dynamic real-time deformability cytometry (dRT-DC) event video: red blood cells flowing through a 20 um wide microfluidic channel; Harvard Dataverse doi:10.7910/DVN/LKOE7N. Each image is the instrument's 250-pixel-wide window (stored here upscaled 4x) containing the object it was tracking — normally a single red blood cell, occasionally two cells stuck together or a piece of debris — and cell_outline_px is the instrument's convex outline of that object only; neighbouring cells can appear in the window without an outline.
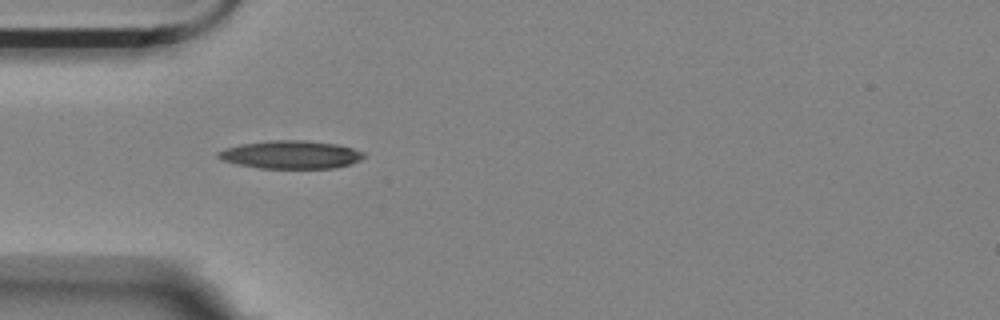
{"species": "Egyptian fruit bat (a non-hibernating species)", "species_latin": "Rousettus aegyptiacus", "temperature_condition": "room temperature", "stored_images_in_passage": 40, "camera_frame_rate_fps": 3000, "um_per_image_px": 0.085, "animal": {"sex": "female"}, "frame": {"image": 1, "passage_image": 1, "time_ms": 0.0, "image_size_px": [1000, 320], "cell_outline_px": [[364, 156], [360, 160], [352, 164], [332, 168], [260, 168], [220, 160], [216, 156], [216, 152], [224, 148], [240, 144], [268, 140], [304, 140], [336, 144], [352, 148], [364, 152]], "centroid_in_image_um": [24.69, 13.14], "position_along_channel_um": 60.3, "area_um2": 23.87}}
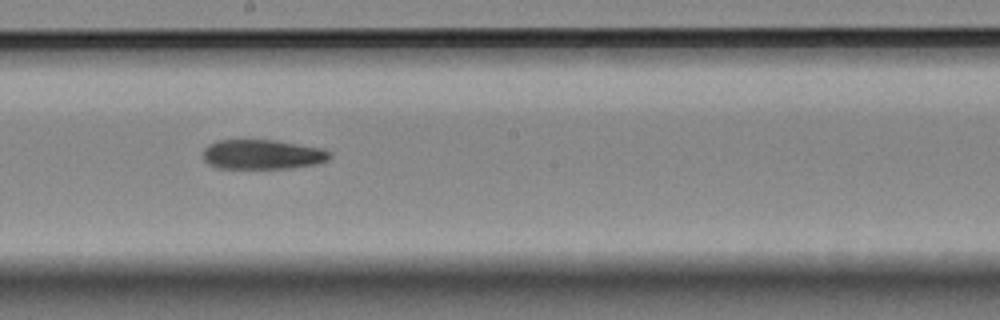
{"frame": {"image": 2, "passage_image": 15, "time_ms": 4.667, "image_size_px": [1000, 320], "cell_outline_px": [[332, 156], [328, 160], [316, 164], [288, 168], [216, 168], [208, 164], [204, 160], [204, 148], [208, 144], [216, 140], [276, 140], [324, 148], [332, 152]], "centroid_in_image_um": [22.33, 13.12], "position_along_channel_um": 225.9, "area_um2": 22.14}}
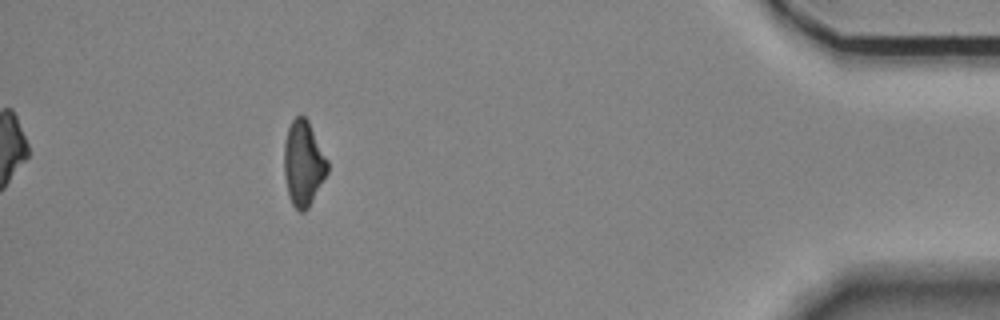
{"frame": {"image": 3, "passage_image": 35, "time_ms": 11.333, "image_size_px": [1000, 320], "cell_outline_px": [[328, 172], [308, 208], [304, 212], [300, 212], [292, 204], [288, 196], [284, 176], [284, 144], [288, 128], [292, 120], [300, 112], [308, 120], [328, 160]], "centroid_in_image_um": [25.78, 13.87], "position_along_channel_um": 409.4, "area_um2": 21.68}}